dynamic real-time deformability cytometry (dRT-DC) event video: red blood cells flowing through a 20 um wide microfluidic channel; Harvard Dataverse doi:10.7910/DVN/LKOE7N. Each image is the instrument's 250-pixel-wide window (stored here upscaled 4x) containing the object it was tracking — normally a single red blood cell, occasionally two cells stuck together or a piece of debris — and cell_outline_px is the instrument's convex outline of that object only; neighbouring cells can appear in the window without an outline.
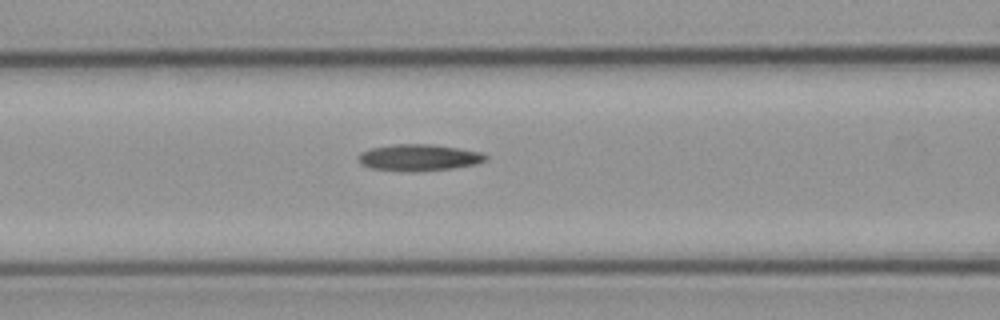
{"species": "common noctule bat (a hibernating species)", "species_latin": "Nyctalus noctula", "temperature_condition": "cold", "stored_images_in_passage": 6, "camera_frame_rate_fps": 3000, "um_per_image_px": 0.085, "animal": {"sex": "male", "body_mass_g": 23.1, "forearm_length_mm": 52.7}, "frame": {"image": 1, "passage_image": 6, "time_ms": 6.333, "image_size_px": [1000, 320], "cell_outline_px": [[488, 160], [476, 164], [452, 168], [412, 172], [408, 172], [368, 168], [360, 164], [356, 156], [360, 152], [368, 148], [392, 144], [432, 144], [480, 152], [488, 156]], "centroid_in_image_um": [35.53, 13.39], "position_along_channel_um": 131.1, "area_um2": 20.0}}